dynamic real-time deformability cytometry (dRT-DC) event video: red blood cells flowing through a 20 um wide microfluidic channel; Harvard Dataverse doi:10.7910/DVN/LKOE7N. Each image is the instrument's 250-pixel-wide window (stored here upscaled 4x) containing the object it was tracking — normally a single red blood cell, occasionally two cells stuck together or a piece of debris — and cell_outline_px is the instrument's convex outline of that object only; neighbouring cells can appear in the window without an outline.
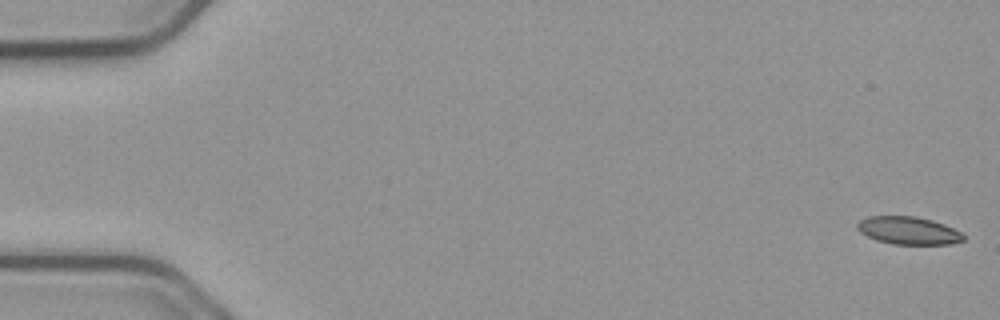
{"species": "common noctule bat (a hibernating species)", "species_latin": "Nyctalus noctula", "temperature_condition": "cold", "stored_images_in_passage": 56, "camera_frame_rate_fps": 3000, "um_per_image_px": 0.085, "animal": {"sex": "male", "body_mass_g": 23.1, "forearm_length_mm": 52.7}, "frame": {"image": 1, "passage_image": 1, "time_ms": 0.0, "image_size_px": [1000, 320], "cell_outline_px": [[964, 240], [952, 244], [892, 244], [876, 240], [860, 232], [856, 228], [856, 224], [860, 220], [868, 216], [916, 216], [932, 220], [944, 224], [960, 232], [964, 236]], "centroid_in_image_um": [77.19, 19.59], "position_along_channel_um": 7.8, "area_um2": 17.17}}
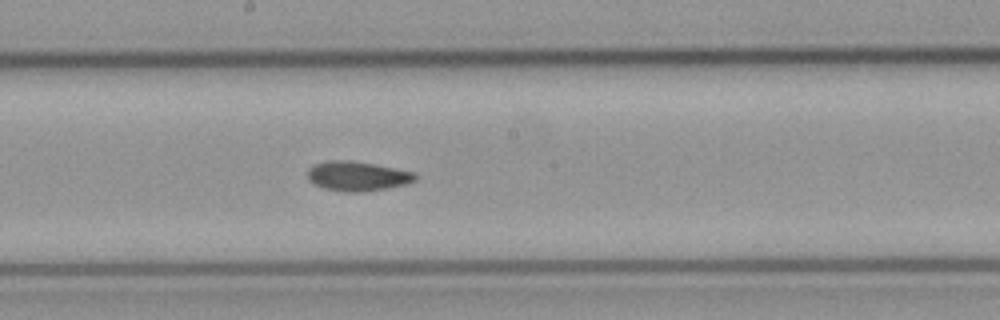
{"frame": {"image": 2, "passage_image": 30, "time_ms": 9.667, "image_size_px": [1000, 320], "cell_outline_px": [[416, 180], [408, 184], [360, 192], [344, 192], [324, 188], [312, 184], [308, 180], [308, 168], [316, 164], [328, 160], [348, 160], [396, 168], [412, 172], [416, 176]], "centroid_in_image_um": [30.34, 14.97], "position_along_channel_um": 217.9, "area_um2": 18.44}}
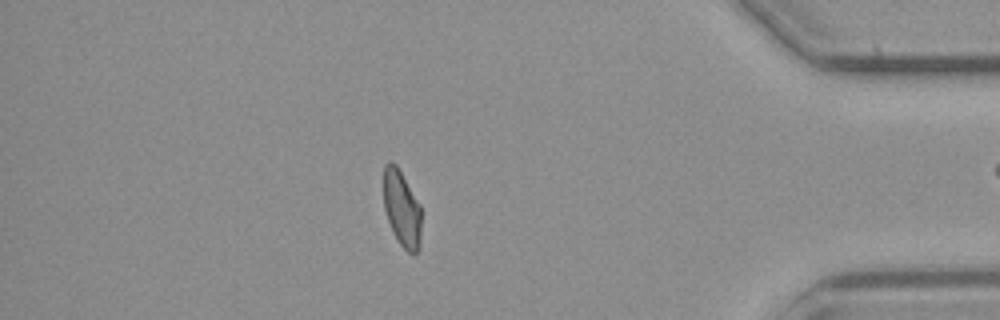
{"frame": {"image": 3, "passage_image": 48, "time_ms": 15.667, "image_size_px": [1000, 320], "cell_outline_px": [[420, 248], [412, 256], [400, 244], [392, 232], [384, 208], [384, 164], [388, 160], [392, 160], [396, 164], [420, 204]], "centroid_in_image_um": [34.14, 17.73], "position_along_channel_um": 401.1, "area_um2": 16.82}, "authors_computed_cell_mechanics": {"area_um2": 17.9469, "velocity_mm_per_s": 3.7368, "shape_relaxation_time_tau1_ms": 8.7677, "shape_relaxation_time_tau2_ms": 6.5976, "deformation_change_tau1": 0.1673, "deformation_change_tau2": 0.1175}}